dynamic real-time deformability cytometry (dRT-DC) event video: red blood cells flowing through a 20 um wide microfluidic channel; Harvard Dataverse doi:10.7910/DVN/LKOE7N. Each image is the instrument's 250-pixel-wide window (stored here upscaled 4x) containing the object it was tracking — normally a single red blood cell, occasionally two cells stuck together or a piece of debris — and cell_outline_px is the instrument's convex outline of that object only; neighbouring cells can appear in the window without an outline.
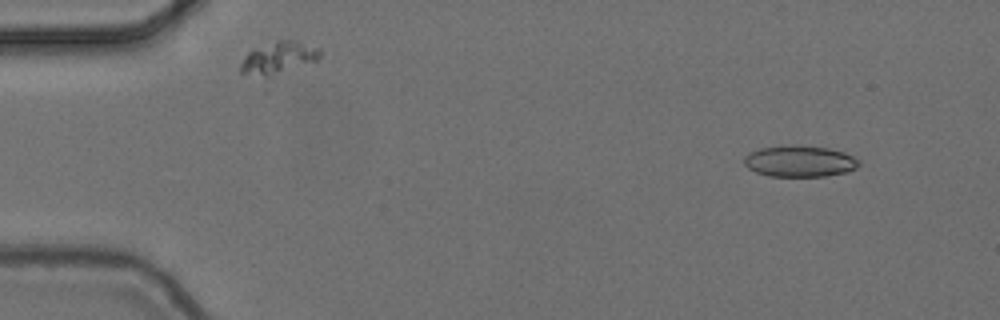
{"species": "common noctule bat (a hibernating species)", "species_latin": "Nyctalus noctula", "temperature_condition": "cold", "stored_images_in_passage": 5, "camera_frame_rate_fps": 3000, "um_per_image_px": 0.085, "animal": {"sex": "female", "body_mass_g": 24.6, "forearm_length_mm": 56.2}, "frame": {"image": 1, "passage_image": 2, "time_ms": 0.333, "image_size_px": [1000, 320], "cell_outline_px": [[860, 164], [856, 168], [848, 172], [824, 176], [768, 176], [756, 172], [748, 168], [744, 164], [744, 156], [748, 152], [760, 148], [796, 144], [828, 148], [844, 152], [860, 160]], "centroid_in_image_um": [67.97, 13.7], "position_along_channel_um": 17.0, "area_um2": 21.15}}
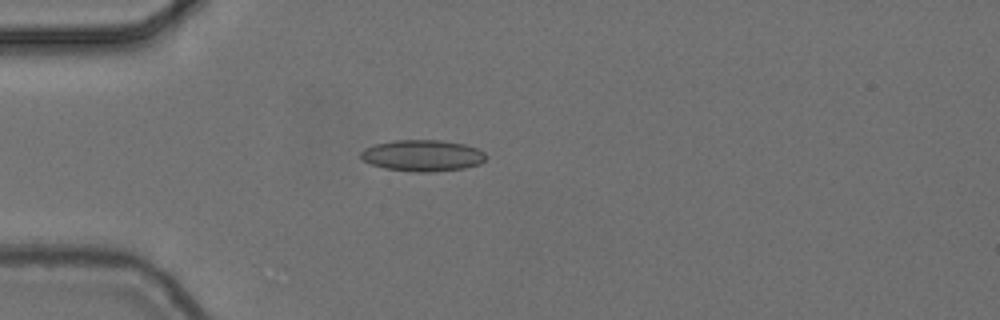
{"frame": {"image": 2, "passage_image": 5, "time_ms": 1.333, "image_size_px": [1000, 320], "cell_outline_px": [[488, 156], [480, 164], [464, 168], [432, 172], [412, 172], [384, 168], [372, 164], [364, 160], [360, 156], [360, 152], [364, 148], [376, 144], [392, 140], [440, 140], [464, 144], [476, 148], [484, 152]], "centroid_in_image_um": [35.92, 13.22], "position_along_channel_um": 49.1, "area_um2": 22.95}}